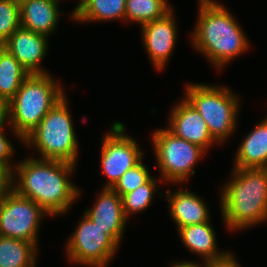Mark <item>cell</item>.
Here are the masks:
<instances>
[{
	"mask_svg": "<svg viewBox=\"0 0 267 267\" xmlns=\"http://www.w3.org/2000/svg\"><path fill=\"white\" fill-rule=\"evenodd\" d=\"M189 82L185 99L199 112L209 133L218 143H224L237 127L240 99L228 87Z\"/></svg>",
	"mask_w": 267,
	"mask_h": 267,
	"instance_id": "cell-6",
	"label": "cell"
},
{
	"mask_svg": "<svg viewBox=\"0 0 267 267\" xmlns=\"http://www.w3.org/2000/svg\"><path fill=\"white\" fill-rule=\"evenodd\" d=\"M48 37L19 27L1 45L12 54L30 74H47L41 61L47 54Z\"/></svg>",
	"mask_w": 267,
	"mask_h": 267,
	"instance_id": "cell-13",
	"label": "cell"
},
{
	"mask_svg": "<svg viewBox=\"0 0 267 267\" xmlns=\"http://www.w3.org/2000/svg\"><path fill=\"white\" fill-rule=\"evenodd\" d=\"M88 0H80V2L78 3V5L76 6V8L73 10L71 17H73V15L79 10L81 9L87 2Z\"/></svg>",
	"mask_w": 267,
	"mask_h": 267,
	"instance_id": "cell-31",
	"label": "cell"
},
{
	"mask_svg": "<svg viewBox=\"0 0 267 267\" xmlns=\"http://www.w3.org/2000/svg\"><path fill=\"white\" fill-rule=\"evenodd\" d=\"M158 184V180L152 176L145 184L122 196L123 212L127 219L130 214L135 215L150 206L155 192H158L156 190H159Z\"/></svg>",
	"mask_w": 267,
	"mask_h": 267,
	"instance_id": "cell-23",
	"label": "cell"
},
{
	"mask_svg": "<svg viewBox=\"0 0 267 267\" xmlns=\"http://www.w3.org/2000/svg\"><path fill=\"white\" fill-rule=\"evenodd\" d=\"M191 43L216 69L224 68L249 49L247 35L227 7L215 0H199Z\"/></svg>",
	"mask_w": 267,
	"mask_h": 267,
	"instance_id": "cell-2",
	"label": "cell"
},
{
	"mask_svg": "<svg viewBox=\"0 0 267 267\" xmlns=\"http://www.w3.org/2000/svg\"><path fill=\"white\" fill-rule=\"evenodd\" d=\"M235 153L233 168H267V116L247 134Z\"/></svg>",
	"mask_w": 267,
	"mask_h": 267,
	"instance_id": "cell-17",
	"label": "cell"
},
{
	"mask_svg": "<svg viewBox=\"0 0 267 267\" xmlns=\"http://www.w3.org/2000/svg\"><path fill=\"white\" fill-rule=\"evenodd\" d=\"M14 147L7 136L4 135V127L0 128V161L5 163L12 171L16 164L10 162L14 155ZM14 165V166H13Z\"/></svg>",
	"mask_w": 267,
	"mask_h": 267,
	"instance_id": "cell-26",
	"label": "cell"
},
{
	"mask_svg": "<svg viewBox=\"0 0 267 267\" xmlns=\"http://www.w3.org/2000/svg\"><path fill=\"white\" fill-rule=\"evenodd\" d=\"M38 246L0 235V267H36Z\"/></svg>",
	"mask_w": 267,
	"mask_h": 267,
	"instance_id": "cell-19",
	"label": "cell"
},
{
	"mask_svg": "<svg viewBox=\"0 0 267 267\" xmlns=\"http://www.w3.org/2000/svg\"><path fill=\"white\" fill-rule=\"evenodd\" d=\"M168 0H126L125 22H135L141 26L162 19L173 10Z\"/></svg>",
	"mask_w": 267,
	"mask_h": 267,
	"instance_id": "cell-22",
	"label": "cell"
},
{
	"mask_svg": "<svg viewBox=\"0 0 267 267\" xmlns=\"http://www.w3.org/2000/svg\"><path fill=\"white\" fill-rule=\"evenodd\" d=\"M16 163L12 189L20 196L33 200L49 216L63 215L79 198L80 189L69 180L75 164L37 157Z\"/></svg>",
	"mask_w": 267,
	"mask_h": 267,
	"instance_id": "cell-1",
	"label": "cell"
},
{
	"mask_svg": "<svg viewBox=\"0 0 267 267\" xmlns=\"http://www.w3.org/2000/svg\"><path fill=\"white\" fill-rule=\"evenodd\" d=\"M220 191L222 219L229 230L248 229L267 220V168H233Z\"/></svg>",
	"mask_w": 267,
	"mask_h": 267,
	"instance_id": "cell-3",
	"label": "cell"
},
{
	"mask_svg": "<svg viewBox=\"0 0 267 267\" xmlns=\"http://www.w3.org/2000/svg\"><path fill=\"white\" fill-rule=\"evenodd\" d=\"M142 161L141 159L135 166L127 170L112 187L121 197L145 184L152 177Z\"/></svg>",
	"mask_w": 267,
	"mask_h": 267,
	"instance_id": "cell-25",
	"label": "cell"
},
{
	"mask_svg": "<svg viewBox=\"0 0 267 267\" xmlns=\"http://www.w3.org/2000/svg\"><path fill=\"white\" fill-rule=\"evenodd\" d=\"M9 124V102L0 97V128Z\"/></svg>",
	"mask_w": 267,
	"mask_h": 267,
	"instance_id": "cell-29",
	"label": "cell"
},
{
	"mask_svg": "<svg viewBox=\"0 0 267 267\" xmlns=\"http://www.w3.org/2000/svg\"><path fill=\"white\" fill-rule=\"evenodd\" d=\"M47 215L33 200L12 189L0 196V235L38 246L40 221Z\"/></svg>",
	"mask_w": 267,
	"mask_h": 267,
	"instance_id": "cell-9",
	"label": "cell"
},
{
	"mask_svg": "<svg viewBox=\"0 0 267 267\" xmlns=\"http://www.w3.org/2000/svg\"><path fill=\"white\" fill-rule=\"evenodd\" d=\"M126 16V0H88L72 17L75 21L123 20Z\"/></svg>",
	"mask_w": 267,
	"mask_h": 267,
	"instance_id": "cell-21",
	"label": "cell"
},
{
	"mask_svg": "<svg viewBox=\"0 0 267 267\" xmlns=\"http://www.w3.org/2000/svg\"><path fill=\"white\" fill-rule=\"evenodd\" d=\"M203 264L202 265H200V263L198 264V263H195V262H190V261H183V262H176V263H173V264H171L172 266H170V267H204V262H202Z\"/></svg>",
	"mask_w": 267,
	"mask_h": 267,
	"instance_id": "cell-30",
	"label": "cell"
},
{
	"mask_svg": "<svg viewBox=\"0 0 267 267\" xmlns=\"http://www.w3.org/2000/svg\"><path fill=\"white\" fill-rule=\"evenodd\" d=\"M59 82L49 74H30L9 101V124L22 141L65 95Z\"/></svg>",
	"mask_w": 267,
	"mask_h": 267,
	"instance_id": "cell-4",
	"label": "cell"
},
{
	"mask_svg": "<svg viewBox=\"0 0 267 267\" xmlns=\"http://www.w3.org/2000/svg\"><path fill=\"white\" fill-rule=\"evenodd\" d=\"M168 130L175 136L199 145L206 152L217 143L199 112L183 97L171 110Z\"/></svg>",
	"mask_w": 267,
	"mask_h": 267,
	"instance_id": "cell-14",
	"label": "cell"
},
{
	"mask_svg": "<svg viewBox=\"0 0 267 267\" xmlns=\"http://www.w3.org/2000/svg\"><path fill=\"white\" fill-rule=\"evenodd\" d=\"M119 246L85 214L66 243L70 263L107 267Z\"/></svg>",
	"mask_w": 267,
	"mask_h": 267,
	"instance_id": "cell-8",
	"label": "cell"
},
{
	"mask_svg": "<svg viewBox=\"0 0 267 267\" xmlns=\"http://www.w3.org/2000/svg\"><path fill=\"white\" fill-rule=\"evenodd\" d=\"M16 2H18V3H21L22 1H24V0H15Z\"/></svg>",
	"mask_w": 267,
	"mask_h": 267,
	"instance_id": "cell-32",
	"label": "cell"
},
{
	"mask_svg": "<svg viewBox=\"0 0 267 267\" xmlns=\"http://www.w3.org/2000/svg\"><path fill=\"white\" fill-rule=\"evenodd\" d=\"M23 144L35 146L41 156L39 159L77 165L79 146L66 96L49 110Z\"/></svg>",
	"mask_w": 267,
	"mask_h": 267,
	"instance_id": "cell-5",
	"label": "cell"
},
{
	"mask_svg": "<svg viewBox=\"0 0 267 267\" xmlns=\"http://www.w3.org/2000/svg\"><path fill=\"white\" fill-rule=\"evenodd\" d=\"M101 143V169L107 177L103 188H112L121 176L143 157L136 140L125 133L123 122L115 121Z\"/></svg>",
	"mask_w": 267,
	"mask_h": 267,
	"instance_id": "cell-10",
	"label": "cell"
},
{
	"mask_svg": "<svg viewBox=\"0 0 267 267\" xmlns=\"http://www.w3.org/2000/svg\"><path fill=\"white\" fill-rule=\"evenodd\" d=\"M151 140L161 179L169 183L188 180L195 174L197 162L206 155L199 145L175 136L167 128L154 130Z\"/></svg>",
	"mask_w": 267,
	"mask_h": 267,
	"instance_id": "cell-7",
	"label": "cell"
},
{
	"mask_svg": "<svg viewBox=\"0 0 267 267\" xmlns=\"http://www.w3.org/2000/svg\"><path fill=\"white\" fill-rule=\"evenodd\" d=\"M227 252L222 258L204 263V267H241L235 256Z\"/></svg>",
	"mask_w": 267,
	"mask_h": 267,
	"instance_id": "cell-28",
	"label": "cell"
},
{
	"mask_svg": "<svg viewBox=\"0 0 267 267\" xmlns=\"http://www.w3.org/2000/svg\"><path fill=\"white\" fill-rule=\"evenodd\" d=\"M20 26V3L15 0H0V46Z\"/></svg>",
	"mask_w": 267,
	"mask_h": 267,
	"instance_id": "cell-24",
	"label": "cell"
},
{
	"mask_svg": "<svg viewBox=\"0 0 267 267\" xmlns=\"http://www.w3.org/2000/svg\"><path fill=\"white\" fill-rule=\"evenodd\" d=\"M29 75L16 58L0 46V97L9 102Z\"/></svg>",
	"mask_w": 267,
	"mask_h": 267,
	"instance_id": "cell-20",
	"label": "cell"
},
{
	"mask_svg": "<svg viewBox=\"0 0 267 267\" xmlns=\"http://www.w3.org/2000/svg\"><path fill=\"white\" fill-rule=\"evenodd\" d=\"M13 171L0 161V196L12 190Z\"/></svg>",
	"mask_w": 267,
	"mask_h": 267,
	"instance_id": "cell-27",
	"label": "cell"
},
{
	"mask_svg": "<svg viewBox=\"0 0 267 267\" xmlns=\"http://www.w3.org/2000/svg\"><path fill=\"white\" fill-rule=\"evenodd\" d=\"M166 192L170 215L177 229L210 221L206 202L195 192H190V190L171 192L168 189Z\"/></svg>",
	"mask_w": 267,
	"mask_h": 267,
	"instance_id": "cell-15",
	"label": "cell"
},
{
	"mask_svg": "<svg viewBox=\"0 0 267 267\" xmlns=\"http://www.w3.org/2000/svg\"><path fill=\"white\" fill-rule=\"evenodd\" d=\"M61 0H24L20 3L21 27L49 37L57 28Z\"/></svg>",
	"mask_w": 267,
	"mask_h": 267,
	"instance_id": "cell-16",
	"label": "cell"
},
{
	"mask_svg": "<svg viewBox=\"0 0 267 267\" xmlns=\"http://www.w3.org/2000/svg\"><path fill=\"white\" fill-rule=\"evenodd\" d=\"M84 214L106 233L118 246L128 219L123 212L122 197L112 188H102L93 207Z\"/></svg>",
	"mask_w": 267,
	"mask_h": 267,
	"instance_id": "cell-12",
	"label": "cell"
},
{
	"mask_svg": "<svg viewBox=\"0 0 267 267\" xmlns=\"http://www.w3.org/2000/svg\"><path fill=\"white\" fill-rule=\"evenodd\" d=\"M145 52L156 70L166 67L177 41V25L174 10L162 19L154 20L141 26Z\"/></svg>",
	"mask_w": 267,
	"mask_h": 267,
	"instance_id": "cell-11",
	"label": "cell"
},
{
	"mask_svg": "<svg viewBox=\"0 0 267 267\" xmlns=\"http://www.w3.org/2000/svg\"><path fill=\"white\" fill-rule=\"evenodd\" d=\"M178 232L187 250L200 256L204 263L220 259L228 252L218 251L216 233L210 221L179 228Z\"/></svg>",
	"mask_w": 267,
	"mask_h": 267,
	"instance_id": "cell-18",
	"label": "cell"
}]
</instances>
